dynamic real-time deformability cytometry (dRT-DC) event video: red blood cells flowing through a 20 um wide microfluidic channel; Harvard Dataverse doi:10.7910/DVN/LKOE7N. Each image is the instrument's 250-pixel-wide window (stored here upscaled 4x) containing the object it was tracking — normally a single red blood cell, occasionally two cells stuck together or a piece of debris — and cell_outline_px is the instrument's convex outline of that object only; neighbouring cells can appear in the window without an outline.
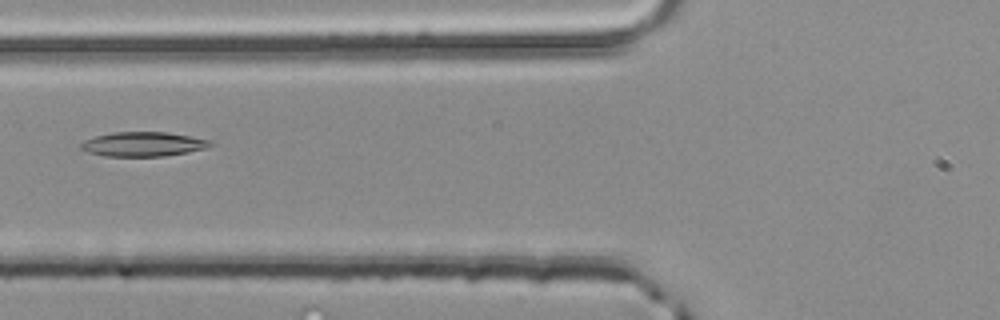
{"species": "common noctule bat (a hibernating species)", "species_latin": "Nyctalus noctula", "temperature_condition": "room temperature", "stored_images_in_passage": 37, "camera_frame_rate_fps": 3000, "um_per_image_px": 0.085, "animal": {"sex": "male", "body_mass_g": 20.4}, "frame": {"image": 1, "passage_image": 6, "time_ms": 1.667, "image_size_px": [1000, 320], "cell_outline_px": [[212, 144], [208, 148], [188, 152], [164, 156], [104, 156], [88, 152], [80, 148], [80, 144], [84, 140], [96, 136], [112, 132], [168, 132], [192, 136], [212, 140]], "centroid_in_image_um": [12.2, 12.25], "position_along_channel_um": 113.6, "area_um2": 18.55}}
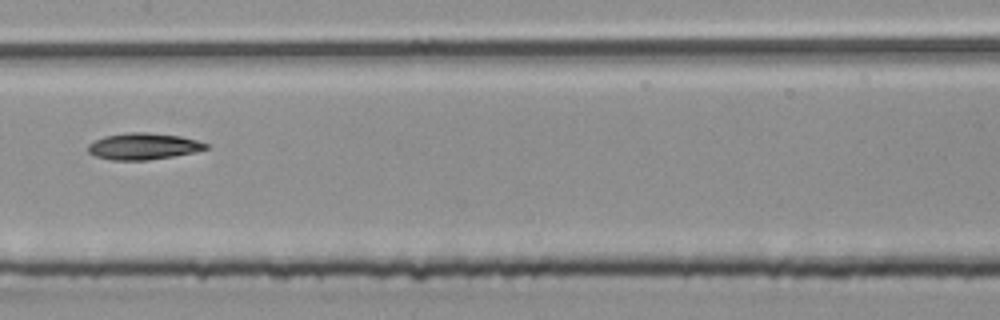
{"frame": {"image": 2, "passage_image": 12, "time_ms": 3.667, "image_size_px": [1000, 320], "cell_outline_px": [[208, 148], [192, 152], [172, 156], [148, 160], [112, 160], [96, 156], [88, 152], [88, 144], [104, 136], [128, 132], [148, 132], [180, 136], [196, 140], [208, 144]], "centroid_in_image_um": [12.16, 12.43], "position_along_channel_um": 195.2, "area_um2": 18.03}}
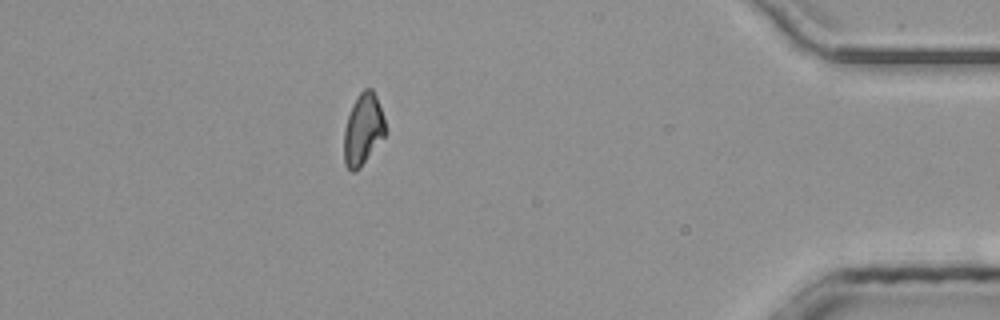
{"frame": {"image": 3, "passage_image": 31, "time_ms": 10.0, "image_size_px": [1000, 320], "cell_outline_px": [[388, 132], [360, 168], [352, 172], [344, 164], [344, 128], [352, 104], [360, 92], [364, 88], [372, 88], [376, 96]], "centroid_in_image_um": [30.86, 11.01], "position_along_channel_um": 404.3, "area_um2": 17.28}}